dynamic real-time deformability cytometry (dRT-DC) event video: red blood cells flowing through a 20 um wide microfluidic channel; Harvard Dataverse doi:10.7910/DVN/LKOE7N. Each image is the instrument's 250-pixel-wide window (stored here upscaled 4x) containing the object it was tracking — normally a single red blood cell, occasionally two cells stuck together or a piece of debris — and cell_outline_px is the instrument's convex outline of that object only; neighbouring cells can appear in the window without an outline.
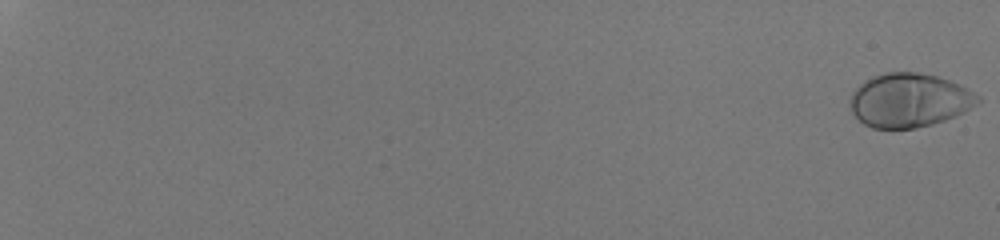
{"species": "human", "species_latin": "Homo sapiens", "temperature_condition": "room temperature", "stored_images_in_passage": 55, "camera_frame_rate_fps": 3000, "um_per_image_px": 0.085, "donor": {"sex": "male"}, "frame": {"image": 1, "passage_image": 1, "time_ms": 0.0, "image_size_px": [1000, 240], "cell_outline_px": [[980, 100], [976, 104], [964, 112], [956, 116], [932, 124], [916, 128], [872, 128], [864, 124], [852, 112], [852, 92], [864, 80], [872, 76], [884, 72], [916, 72], [936, 76], [960, 84], [980, 96]], "centroid_in_image_um": [77.3, 8.51], "position_along_channel_um": 7.7, "area_um2": 39.88}}
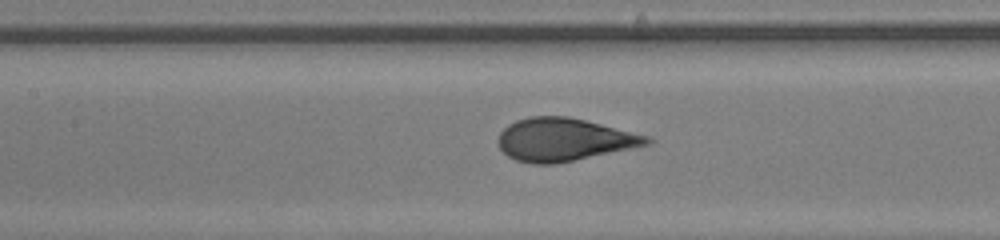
{"frame": {"image": 2, "passage_image": 32, "time_ms": 10.333, "image_size_px": [1000, 240], "cell_outline_px": [[652, 144], [556, 164], [532, 164], [516, 160], [508, 156], [500, 148], [496, 140], [500, 132], [508, 124], [516, 120], [528, 116], [568, 116], [652, 136]], "centroid_in_image_um": [47.95, 11.86], "position_along_channel_um": 159.5, "area_um2": 37.45}}
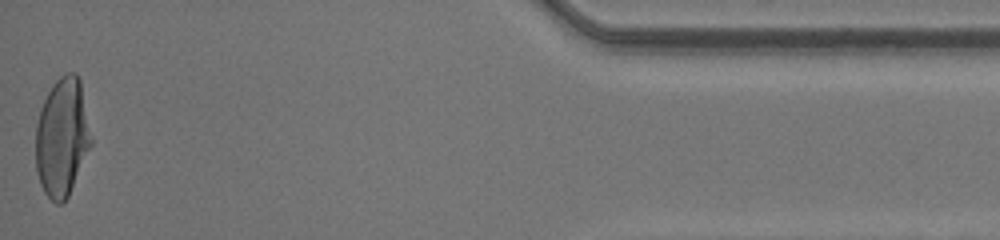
{"frame": {"image": 3, "passage_image": 55, "time_ms": 18.0, "image_size_px": [1000, 240], "cell_outline_px": [[92, 144], [68, 196], [60, 204], [56, 204], [44, 192], [40, 184], [36, 172], [36, 124], [40, 108], [52, 84], [64, 72], [76, 72], [80, 80], [92, 140]], "centroid_in_image_um": [5.27, 11.65], "position_along_channel_um": 429.9, "area_um2": 38.26}}